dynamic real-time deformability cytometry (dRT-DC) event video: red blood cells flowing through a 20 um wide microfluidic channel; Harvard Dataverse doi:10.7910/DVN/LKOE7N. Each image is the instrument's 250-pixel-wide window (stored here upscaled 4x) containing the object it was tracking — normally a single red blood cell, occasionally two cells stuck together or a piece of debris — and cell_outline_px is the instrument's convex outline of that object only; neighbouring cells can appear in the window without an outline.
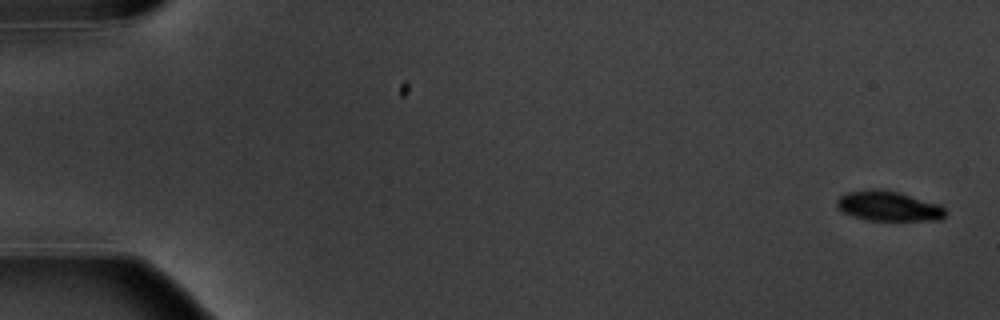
{"species": "common noctule bat (a hibernating species)", "species_latin": "Nyctalus noctula", "temperature_condition": "warm", "stored_images_in_passage": 16, "segment_of_instrument_passage": [1, 2], "camera_frame_rate_fps": 3000, "um_per_image_px": 0.085, "animal": {"sex": "male", "body_mass_g": 20.1, "forearm_length_mm": 53.5}, "frame": {"image": 1, "passage_image": 1, "time_ms": 0.0, "image_size_px": [1000, 320], "cell_outline_px": [[948, 212], [940, 220], [868, 220], [844, 212], [836, 204], [836, 200], [840, 196], [848, 192], [872, 188], [884, 188], [900, 192], [940, 204]], "centroid_in_image_um": [75.57, 17.49], "position_along_channel_um": 9.4, "area_um2": 19.02}}
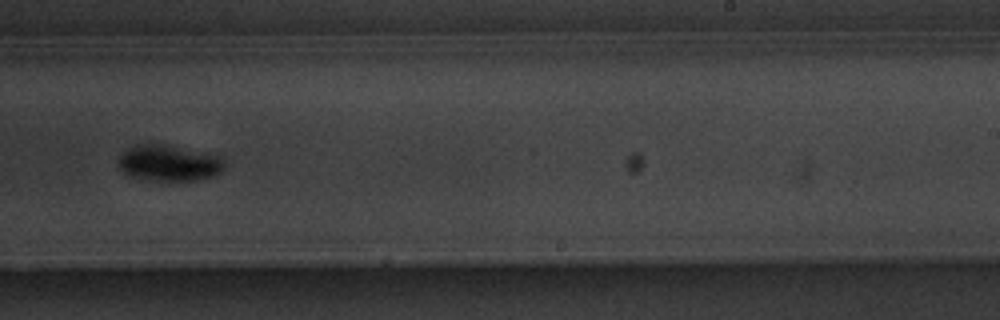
{"frame": {"image": 2, "passage_image": 10, "time_ms": 11.667, "image_size_px": [1000, 320], "cell_outline_px": [[224, 168], [220, 172], [212, 176], [200, 180], [144, 180], [128, 176], [120, 168], [120, 156], [128, 148], [136, 144], [164, 144], [220, 156], [224, 160]], "centroid_in_image_um": [14.36, 13.86], "position_along_channel_um": 274.6, "area_um2": 22.14}}
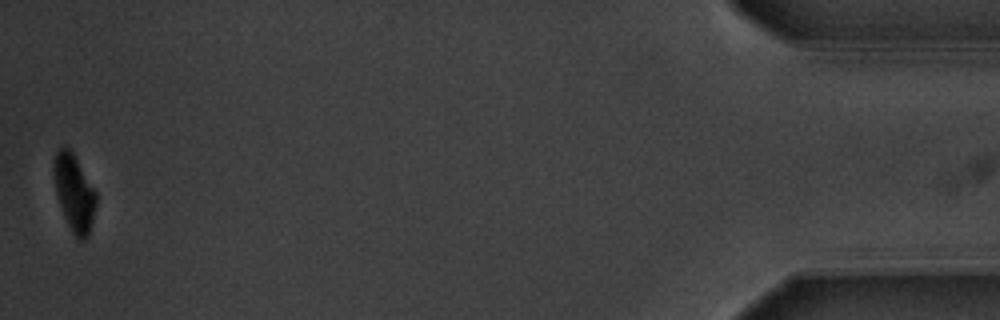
{"frame": {"image": 3, "passage_image": 15, "time_ms": 18.333, "image_size_px": [1000, 320], "cell_outline_px": [[96, 204], [88, 236], [84, 240], [80, 240], [72, 232], [64, 216], [56, 192], [52, 168], [52, 164], [56, 152], [60, 148], [68, 148], [72, 152], [96, 192]], "centroid_in_image_um": [6.29, 16.38], "position_along_channel_um": 428.9, "area_um2": 18.5}}